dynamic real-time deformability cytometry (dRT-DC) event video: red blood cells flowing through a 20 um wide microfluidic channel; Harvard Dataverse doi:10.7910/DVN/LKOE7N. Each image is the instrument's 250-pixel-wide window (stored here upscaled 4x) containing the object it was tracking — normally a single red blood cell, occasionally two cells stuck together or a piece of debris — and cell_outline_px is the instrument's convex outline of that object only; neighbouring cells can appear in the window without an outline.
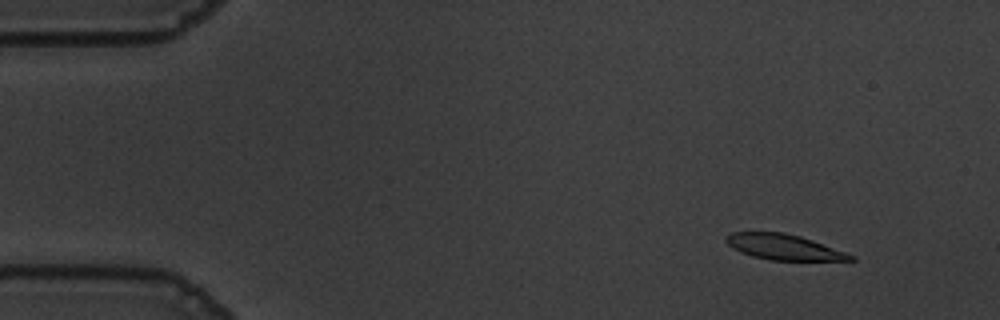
{"species": "common noctule bat (a hibernating species)", "species_latin": "Nyctalus noctula", "temperature_condition": "warm", "stored_images_in_passage": 56, "camera_frame_rate_fps": 3000, "um_per_image_px": 0.085, "animal": {"sex": "male", "body_mass_g": 19.5, "forearm_length_mm": 54.6}, "frame": {"image": 1, "passage_image": 6, "time_ms": 1.667, "image_size_px": [1000, 320], "cell_outline_px": [[856, 260], [768, 260], [752, 256], [740, 252], [732, 248], [724, 240], [724, 236], [732, 232], [784, 232], [800, 236], [812, 240], [856, 256]], "centroid_in_image_um": [66.58, 20.99], "position_along_channel_um": 18.4, "area_um2": 18.5}}
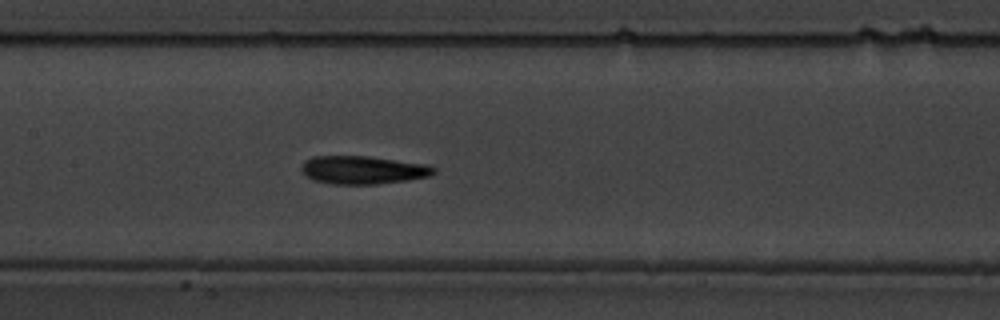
{"frame": {"image": 2, "passage_image": 27, "time_ms": 8.667, "image_size_px": [1000, 320], "cell_outline_px": [[436, 172], [432, 176], [376, 184], [332, 184], [312, 180], [300, 168], [304, 160], [312, 156], [368, 156], [428, 164], [436, 168]], "centroid_in_image_um": [30.86, 14.44], "position_along_channel_um": 176.5, "area_um2": 21.79}}
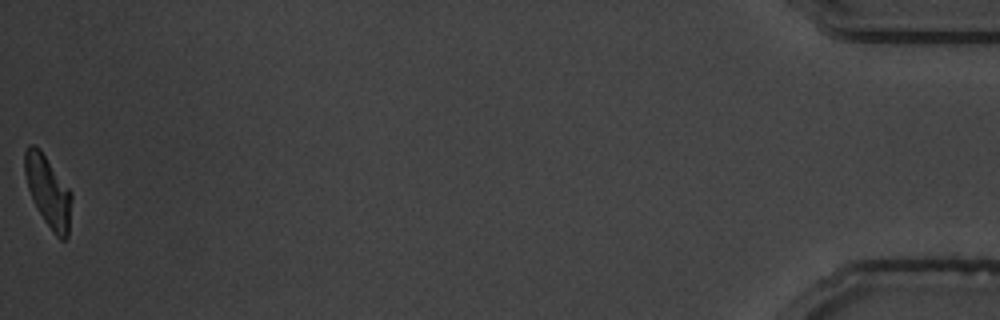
{"frame": {"image": 3, "passage_image": 56, "time_ms": 18.333, "image_size_px": [1000, 320], "cell_outline_px": [[72, 200], [68, 236], [64, 240], [60, 240], [52, 232], [44, 220], [32, 200], [28, 188], [24, 172], [24, 152], [28, 144], [32, 144], [40, 148], [72, 192]], "centroid_in_image_um": [4.09, 16.26], "position_along_channel_um": 431.1, "area_um2": 19.65}, "authors_computed_cell_mechanics": {"area_um2": 20.8369, "velocity_mm_per_s": 3.6415, "shape_relaxation_time_tau1_ms": 4.4354, "shape_relaxation_time_tau2_ms": 2.8342, "deformation_change_tau1": 0.1597, "deformation_change_tau2": 0.1138}}